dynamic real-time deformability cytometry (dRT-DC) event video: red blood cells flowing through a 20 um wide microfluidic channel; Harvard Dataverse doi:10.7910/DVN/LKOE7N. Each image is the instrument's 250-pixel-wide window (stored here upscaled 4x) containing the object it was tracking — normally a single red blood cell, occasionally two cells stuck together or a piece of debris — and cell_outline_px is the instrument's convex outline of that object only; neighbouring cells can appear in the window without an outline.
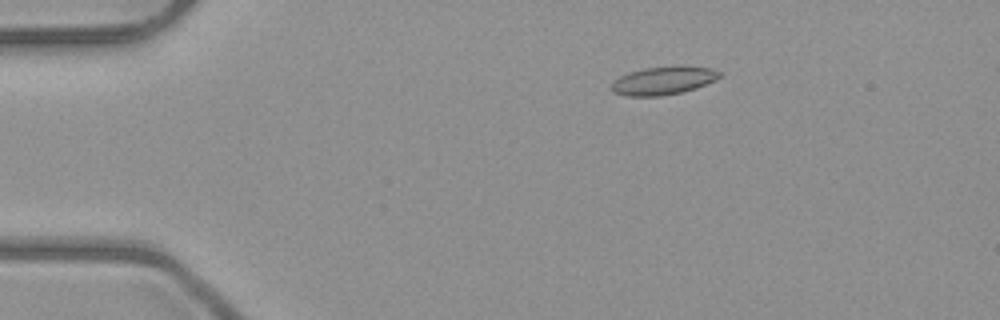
{"species": "common noctule bat (a hibernating species)", "species_latin": "Nyctalus noctula", "temperature_condition": "room temperature", "stored_images_in_passage": 6, "camera_frame_rate_fps": 3000, "um_per_image_px": 0.085, "animal": {"sex": "male", "body_mass_g": 23.1, "forearm_length_mm": 52.7}, "frame": {"image": 1, "passage_image": 3, "time_ms": 2.0, "image_size_px": [1000, 320], "cell_outline_px": [[724, 76], [716, 80], [696, 88], [680, 92], [660, 96], [624, 96], [612, 92], [612, 84], [620, 76], [628, 72], [644, 68], [712, 68], [724, 72]], "centroid_in_image_um": [56.39, 6.88], "position_along_channel_um": 28.6, "area_um2": 17.28}}
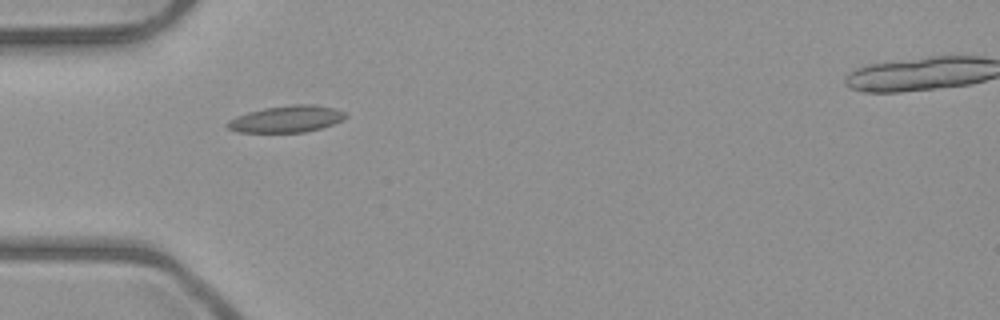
{"frame": {"image": 2, "passage_image": 5, "time_ms": 4.333, "image_size_px": [1000, 320], "cell_outline_px": [[348, 116], [344, 120], [320, 128], [304, 132], [240, 132], [228, 128], [224, 124], [228, 120], [236, 116], [248, 112], [264, 108], [292, 104], [316, 104], [336, 108], [344, 112]], "centroid_in_image_um": [24.37, 10.1], "position_along_channel_um": 60.6, "area_um2": 18.5}}
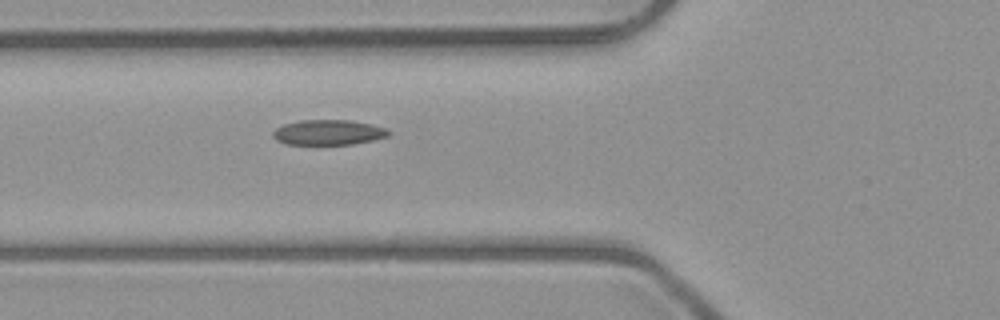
{"frame": {"image": 3, "passage_image": 6, "time_ms": 5.333, "image_size_px": [1000, 320], "cell_outline_px": [[392, 132], [388, 136], [372, 140], [352, 144], [284, 144], [276, 140], [272, 136], [272, 132], [276, 128], [284, 124], [300, 120], [352, 120], [372, 124], [384, 128]], "centroid_in_image_um": [27.89, 11.25], "position_along_channel_um": 97.9, "area_um2": 16.99}}